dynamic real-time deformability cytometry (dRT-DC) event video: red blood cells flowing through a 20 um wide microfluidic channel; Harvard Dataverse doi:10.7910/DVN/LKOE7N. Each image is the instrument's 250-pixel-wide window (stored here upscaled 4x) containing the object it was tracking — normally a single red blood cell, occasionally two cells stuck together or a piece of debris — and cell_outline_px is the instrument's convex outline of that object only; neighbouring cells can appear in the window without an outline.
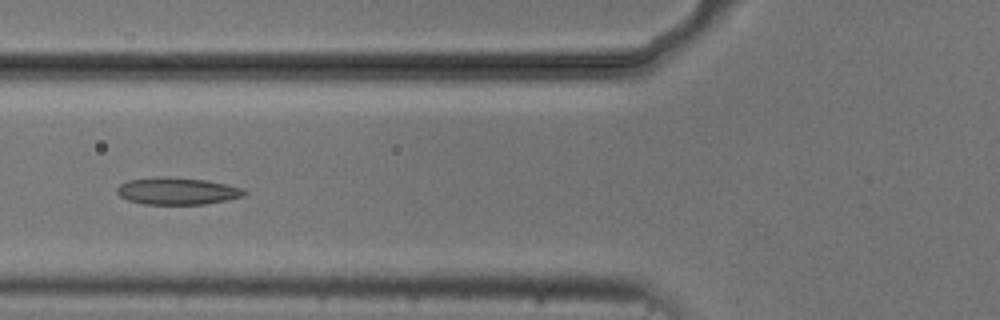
{"species": "common noctule bat (a hibernating species)", "species_latin": "Nyctalus noctula", "temperature_condition": "cold", "stored_images_in_passage": 10, "camera_frame_rate_fps": 3000, "um_per_image_px": 0.085, "animal": {"sex": "male", "body_mass_g": 20.5, "forearm_length_mm": 52.5}, "frame": {"image": 1, "passage_image": 6, "time_ms": 6.667, "image_size_px": [1000, 320], "cell_outline_px": [[248, 192], [244, 196], [228, 200], [204, 204], [144, 204], [128, 200], [120, 196], [116, 192], [116, 188], [120, 184], [128, 180], [164, 176], [208, 180], [244, 188]], "centroid_in_image_um": [15.09, 16.23], "position_along_channel_um": 110.7, "area_um2": 20.23}}
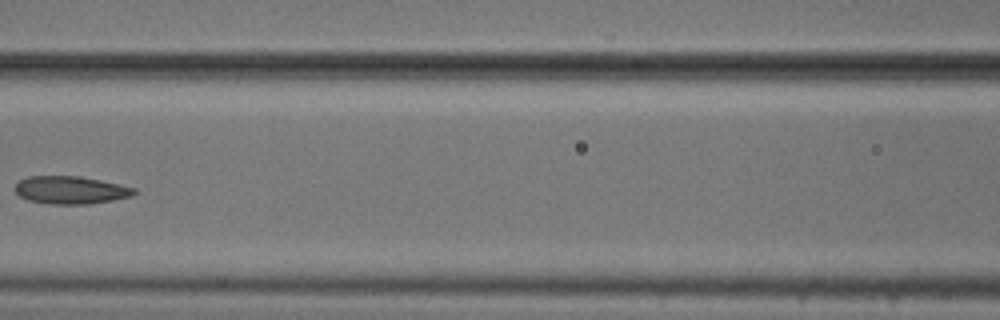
{"frame": {"image": 2, "passage_image": 7, "time_ms": 8.0, "image_size_px": [1000, 320], "cell_outline_px": [[136, 192], [132, 196], [112, 200], [88, 204], [48, 204], [28, 200], [20, 196], [12, 188], [20, 180], [28, 176], [76, 176], [100, 180], [136, 188]], "centroid_in_image_um": [5.97, 16.16], "position_along_channel_um": 160.6, "area_um2": 19.25}}